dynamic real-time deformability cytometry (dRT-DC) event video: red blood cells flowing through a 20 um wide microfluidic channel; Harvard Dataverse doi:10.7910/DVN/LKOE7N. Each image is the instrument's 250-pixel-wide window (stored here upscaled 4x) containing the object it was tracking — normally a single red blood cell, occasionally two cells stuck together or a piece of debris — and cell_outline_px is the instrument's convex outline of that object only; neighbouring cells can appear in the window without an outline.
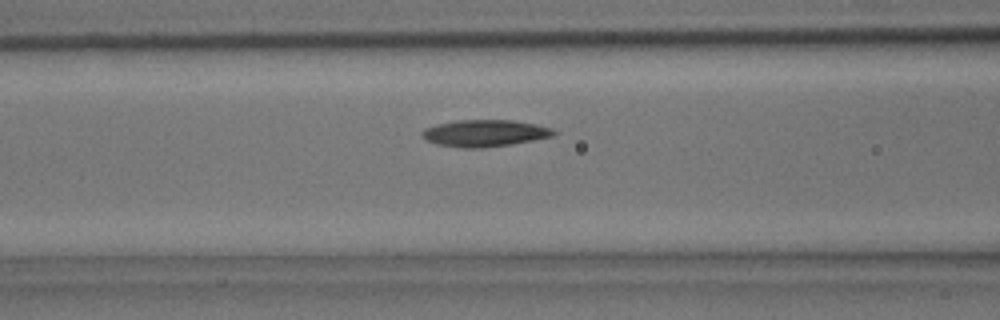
{"species": "common noctule bat (a hibernating species)", "species_latin": "Nyctalus noctula", "temperature_condition": "room temperature", "stored_images_in_passage": 3, "camera_frame_rate_fps": 3000, "um_per_image_px": 0.085, "animal": {"sex": "male", "body_mass_g": 15.6}, "frame": {"image": 1, "passage_image": 3, "time_ms": 0.667, "image_size_px": [1000, 320], "cell_outline_px": [[556, 132], [552, 136], [512, 144], [484, 148], [464, 148], [436, 144], [428, 140], [420, 132], [424, 128], [436, 124], [456, 120], [512, 120], [536, 124], [552, 128]], "centroid_in_image_um": [41.19, 11.31], "position_along_channel_um": 125.4, "area_um2": 20.52}}